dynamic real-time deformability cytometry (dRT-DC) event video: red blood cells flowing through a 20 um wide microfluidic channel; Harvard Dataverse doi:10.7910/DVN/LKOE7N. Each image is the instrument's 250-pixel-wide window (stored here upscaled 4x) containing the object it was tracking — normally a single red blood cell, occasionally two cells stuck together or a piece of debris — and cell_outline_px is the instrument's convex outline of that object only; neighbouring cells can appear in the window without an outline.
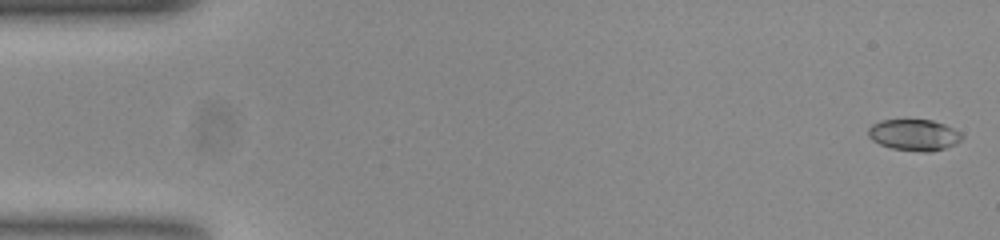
{"species": "common noctule bat (a hibernating species)", "species_latin": "Nyctalus noctula", "temperature_condition": "room temperature", "stored_images_in_passage": 54, "camera_frame_rate_fps": 3000, "um_per_image_px": 0.085, "animal": {"sex": "female", "body_mass_g": 23.0, "forearm_length_mm": 53.4}, "frame": {"image": 1, "passage_image": 1, "time_ms": 0.0, "image_size_px": [1000, 240], "cell_outline_px": [[964, 136], [956, 144], [944, 148], [928, 152], [924, 152], [892, 148], [880, 144], [872, 140], [868, 136], [868, 128], [872, 124], [880, 120], [932, 120], [944, 124], [960, 132]], "centroid_in_image_um": [77.69, 11.46], "position_along_channel_um": 7.3, "area_um2": 16.99}}
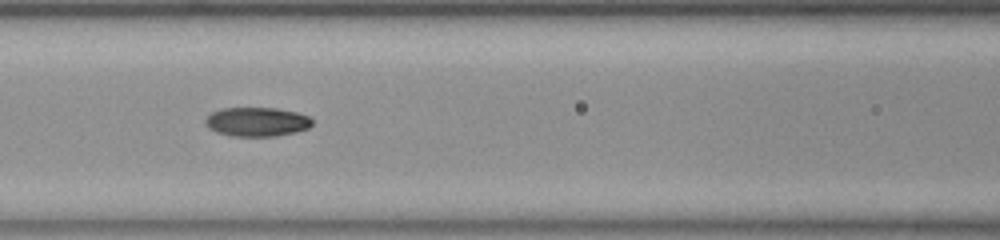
{"frame": {"image": 2, "passage_image": 23, "time_ms": 7.333, "image_size_px": [1000, 240], "cell_outline_px": [[312, 124], [308, 128], [276, 136], [236, 136], [216, 132], [208, 128], [204, 120], [212, 112], [224, 108], [276, 108], [296, 112], [308, 116], [312, 120]], "centroid_in_image_um": [21.82, 10.35], "position_along_channel_um": 144.8, "area_um2": 17.92}}
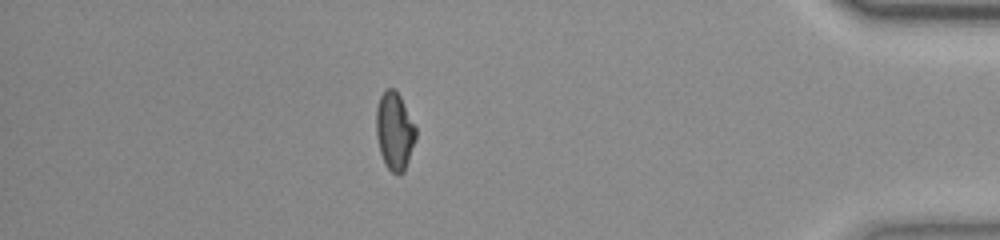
{"frame": {"image": 3, "passage_image": 47, "time_ms": 15.333, "image_size_px": [1000, 240], "cell_outline_px": [[416, 140], [404, 172], [392, 172], [388, 168], [380, 152], [376, 136], [376, 108], [380, 96], [384, 88], [392, 88], [400, 96], [416, 128]], "centroid_in_image_um": [33.53, 11.11], "position_along_channel_um": 401.7, "area_um2": 17.8}, "authors_computed_cell_mechanics": {"area_um2": 17.6579, "velocity_mm_per_s": 3.7826, "shape_relaxation_time_tau1_ms": null, "shape_relaxation_time_tau2_ms": 3.6455, "deformation_change_tau1": null, "deformation_change_tau2": 0.0741}}